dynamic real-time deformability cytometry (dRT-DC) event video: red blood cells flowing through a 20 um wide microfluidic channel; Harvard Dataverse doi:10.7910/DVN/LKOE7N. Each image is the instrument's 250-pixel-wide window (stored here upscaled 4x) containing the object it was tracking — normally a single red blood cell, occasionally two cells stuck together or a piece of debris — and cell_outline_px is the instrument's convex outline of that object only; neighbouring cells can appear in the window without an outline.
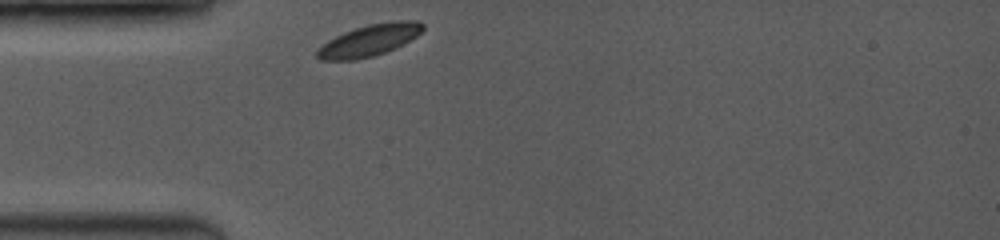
{"species": "common noctule bat (a hibernating species)", "species_latin": "Nyctalus noctula", "temperature_condition": "room temperature", "stored_images_in_passage": 35, "camera_frame_rate_fps": 3500, "um_per_image_px": 0.085, "animal": {"sex": "female", "body_mass_g": 19.0, "forearm_length_mm": 53.3}, "frame": {"image": 1, "passage_image": 1, "time_ms": 0.0, "image_size_px": [1000, 240], "cell_outline_px": [[424, 28], [416, 36], [396, 48], [372, 56], [356, 60], [320, 60], [316, 56], [316, 52], [328, 40], [344, 32], [368, 24], [396, 20], [420, 20], [424, 24]], "centroid_in_image_um": [31.42, 3.41], "position_along_channel_um": 53.6, "area_um2": 19.36}}
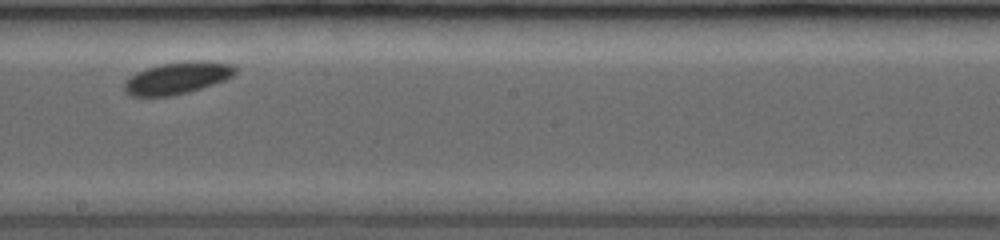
{"frame": {"image": 2, "passage_image": 22, "time_ms": 4.857, "image_size_px": [1000, 240], "cell_outline_px": [[236, 72], [232, 76], [224, 80], [188, 92], [172, 96], [132, 96], [124, 92], [124, 80], [136, 72], [148, 68], [164, 64], [192, 60], [204, 60], [232, 64], [236, 68]], "centroid_in_image_um": [15.06, 6.63], "position_along_channel_um": 233.1, "area_um2": 20.58}}
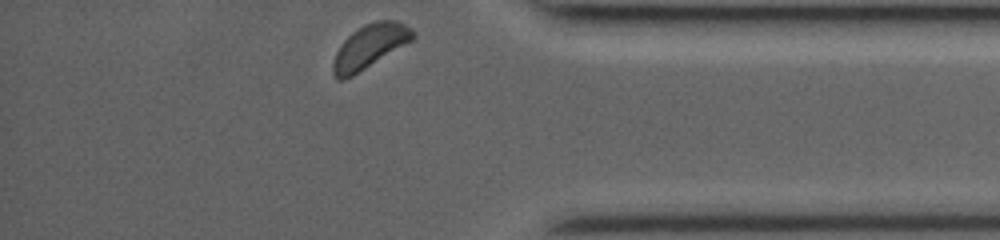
{"frame": {"image": 3, "passage_image": 35, "time_ms": 9.429, "image_size_px": [1000, 240], "cell_outline_px": [[416, 36], [412, 40], [352, 76], [344, 80], [336, 80], [332, 72], [332, 64], [336, 52], [340, 44], [352, 32], [364, 24], [376, 20], [396, 20], [412, 28], [416, 32]], "centroid_in_image_um": [31.41, 3.93], "position_along_channel_um": 403.8, "area_um2": 20.35}}